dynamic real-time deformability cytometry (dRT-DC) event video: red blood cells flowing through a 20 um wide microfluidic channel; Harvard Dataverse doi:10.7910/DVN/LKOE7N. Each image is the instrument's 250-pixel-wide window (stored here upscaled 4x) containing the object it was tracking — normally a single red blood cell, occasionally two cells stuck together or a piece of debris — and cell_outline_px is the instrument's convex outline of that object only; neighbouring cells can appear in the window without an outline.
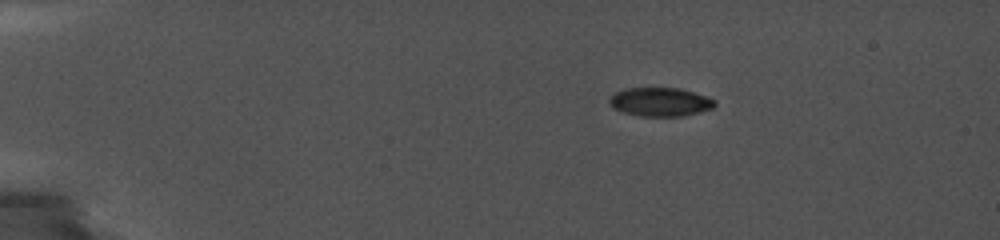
{"species": "common noctule bat (a hibernating species)", "species_latin": "Nyctalus noctula", "temperature_condition": "cold", "stored_images_in_passage": 43, "camera_frame_rate_fps": 5000, "um_per_image_px": 0.085, "animal": {"sex": "female", "body_mass_g": 19.0, "forearm_length_mm": 56.7}, "frame": {"image": 1, "passage_image": 1, "time_ms": 0.0, "image_size_px": [1000, 240], "cell_outline_px": [[716, 104], [712, 108], [680, 116], [640, 116], [624, 112], [616, 108], [608, 100], [616, 92], [628, 88], [676, 88], [692, 92], [716, 100]], "centroid_in_image_um": [56.12, 8.66], "position_along_channel_um": 28.9, "area_um2": 17.11}}
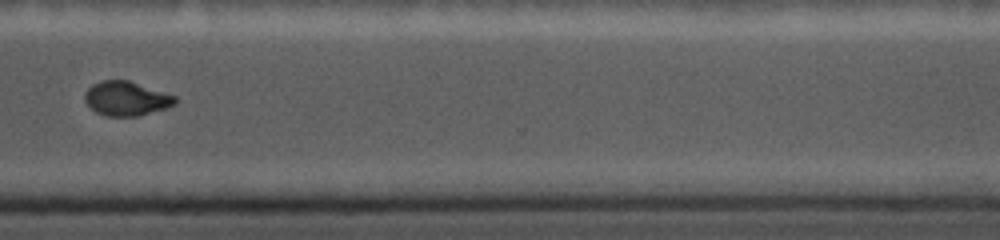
{"frame": {"image": 2, "passage_image": 38, "time_ms": 11.2, "image_size_px": [1000, 240], "cell_outline_px": [[176, 104], [168, 108], [140, 116], [108, 116], [96, 112], [84, 100], [84, 96], [88, 88], [92, 84], [100, 80], [128, 80], [176, 96]], "centroid_in_image_um": [10.75, 8.38], "position_along_channel_um": 359.8, "area_um2": 18.09}}
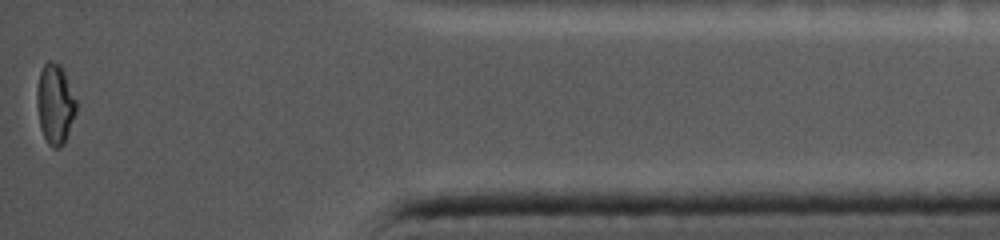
{"frame": {"image": 3, "passage_image": 43, "time_ms": 13.8, "image_size_px": [1000, 240], "cell_outline_px": [[76, 112], [64, 144], [60, 148], [52, 148], [48, 144], [40, 128], [36, 104], [36, 88], [40, 72], [44, 64], [48, 60], [52, 60], [60, 64], [64, 72], [76, 100]], "centroid_in_image_um": [4.66, 8.84], "position_along_channel_um": 430.5, "area_um2": 18.5}, "authors_computed_cell_mechanics": {"area_um2": 19.1318, "velocity_mm_per_s": 3.7602, "shape_relaxation_time_tau1_ms": null, "shape_relaxation_time_tau2_ms": 1.095, "deformation_change_tau1": null, "deformation_change_tau2": 0.0324}}